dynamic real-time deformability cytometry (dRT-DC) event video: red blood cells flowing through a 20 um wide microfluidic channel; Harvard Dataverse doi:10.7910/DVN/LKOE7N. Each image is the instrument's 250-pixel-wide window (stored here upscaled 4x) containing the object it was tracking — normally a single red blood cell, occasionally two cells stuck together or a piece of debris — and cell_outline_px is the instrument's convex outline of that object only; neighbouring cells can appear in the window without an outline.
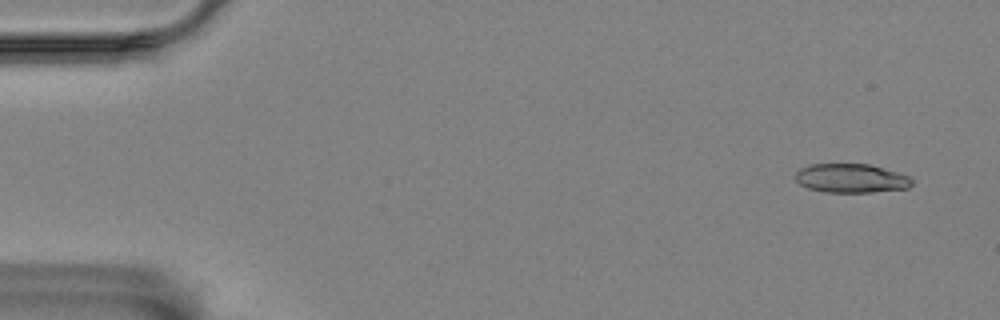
{"species": "Egyptian fruit bat (a non-hibernating species)", "species_latin": "Rousettus aegyptiacus", "temperature_condition": "room temperature", "stored_images_in_passage": 6, "camera_frame_rate_fps": 3000, "um_per_image_px": 0.085, "animal": {"sex": "female"}, "frame": {"image": 1, "passage_image": 1, "time_ms": 0.0, "image_size_px": [1000, 320], "cell_outline_px": [[912, 184], [908, 188], [872, 192], [824, 192], [808, 188], [800, 184], [796, 180], [796, 172], [800, 168], [808, 164], [868, 164], [896, 172], [908, 176], [912, 180]], "centroid_in_image_um": [72.31, 15.15], "position_along_channel_um": 12.7, "area_um2": 19.54}}
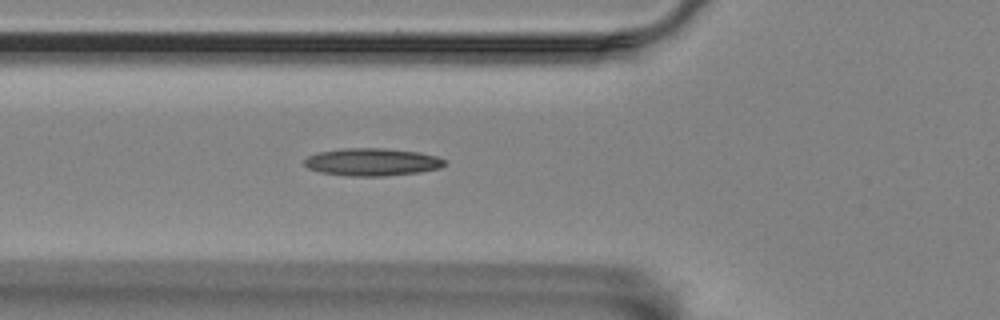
{"frame": {"image": 2, "passage_image": 6, "time_ms": 5.667, "image_size_px": [1000, 320], "cell_outline_px": [[444, 164], [440, 168], [420, 172], [384, 176], [348, 176], [320, 172], [308, 168], [304, 164], [304, 160], [308, 156], [320, 152], [348, 148], [384, 148], [420, 152], [436, 156], [444, 160]], "centroid_in_image_um": [31.63, 13.77], "position_along_channel_um": 94.2, "area_um2": 22.43}}